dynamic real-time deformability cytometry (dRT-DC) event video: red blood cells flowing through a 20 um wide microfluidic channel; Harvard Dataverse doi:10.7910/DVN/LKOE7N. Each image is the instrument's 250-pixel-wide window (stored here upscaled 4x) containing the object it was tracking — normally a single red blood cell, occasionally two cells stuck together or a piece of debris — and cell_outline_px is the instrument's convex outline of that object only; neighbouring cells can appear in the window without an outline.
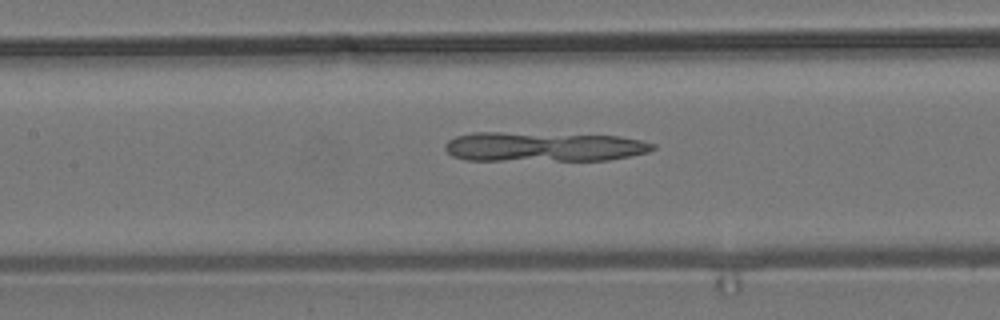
{"species": "common noctule bat (a hibernating species)", "species_latin": "Nyctalus noctula", "temperature_condition": "room temperature", "stored_images_in_passage": 53, "camera_frame_rate_fps": 3000, "um_per_image_px": 0.085, "animal": {"sex": "male", "body_mass_g": 19.2, "forearm_length_mm": 51.8}, "frame": {"image": 1, "passage_image": 24, "time_ms": 7.667, "image_size_px": [1000, 320], "cell_outline_px": [[656, 148], [648, 152], [608, 160], [464, 160], [452, 156], [444, 148], [444, 144], [448, 140], [456, 136], [472, 132], [500, 132], [620, 136], [640, 140], [656, 144]], "centroid_in_image_um": [46.17, 12.47], "position_along_channel_um": 161.2, "area_um2": 35.89}}
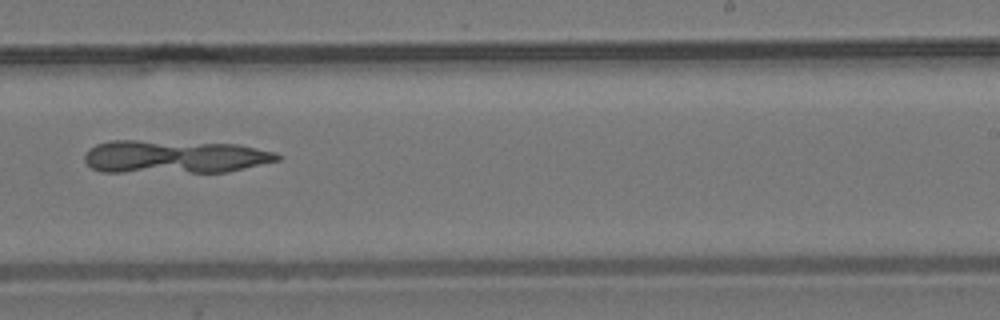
{"frame": {"image": 2, "passage_image": 33, "time_ms": 10.667, "image_size_px": [1000, 320], "cell_outline_px": [[284, 156], [280, 160], [228, 172], [104, 172], [92, 168], [84, 160], [84, 156], [88, 148], [96, 144], [108, 140], [136, 140], [240, 144], [276, 152]], "centroid_in_image_um": [14.86, 13.32], "position_along_channel_um": 274.1, "area_um2": 37.69}}
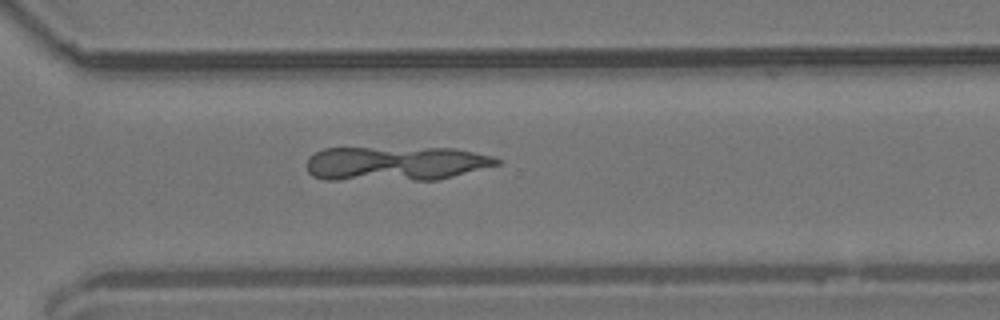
{"frame": {"image": 3, "passage_image": 38, "time_ms": 12.333, "image_size_px": [1000, 320], "cell_outline_px": [[500, 164], [436, 180], [324, 180], [312, 176], [308, 172], [308, 156], [324, 148], [456, 148], [492, 156], [500, 160]], "centroid_in_image_um": [33.6, 13.9], "position_along_channel_um": 337.0, "area_um2": 38.26}}